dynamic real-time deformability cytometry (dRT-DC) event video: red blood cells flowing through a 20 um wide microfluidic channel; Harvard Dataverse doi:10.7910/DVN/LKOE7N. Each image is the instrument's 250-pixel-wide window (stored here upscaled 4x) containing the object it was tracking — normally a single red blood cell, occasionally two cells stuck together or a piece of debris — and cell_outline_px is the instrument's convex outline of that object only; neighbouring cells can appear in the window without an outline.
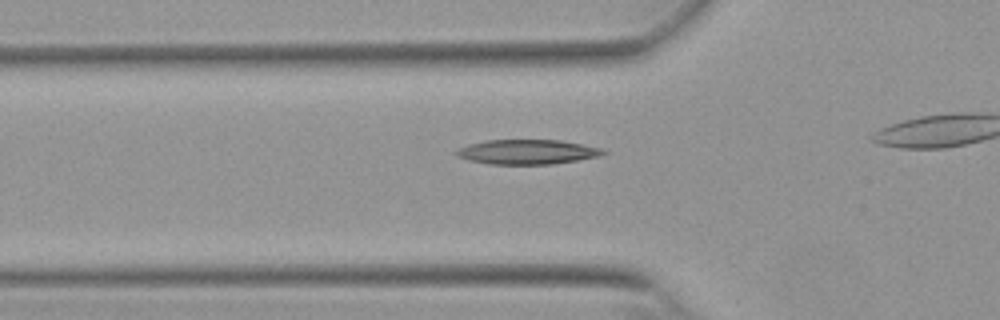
{"species": "Egyptian fruit bat (a non-hibernating species)", "species_latin": "Rousettus aegyptiacus", "temperature_condition": "warm", "stored_images_in_passage": 32, "camera_frame_rate_fps": 3000, "um_per_image_px": 0.085, "animal": {"sex": "female"}, "frame": {"image": 1, "passage_image": 7, "time_ms": 2.0, "image_size_px": [1000, 320], "cell_outline_px": [[608, 152], [600, 156], [552, 164], [488, 164], [468, 160], [456, 156], [452, 152], [456, 148], [468, 144], [488, 140], [560, 140], [600, 148]], "centroid_in_image_um": [44.73, 12.91], "position_along_channel_um": 81.1, "area_um2": 21.15}}
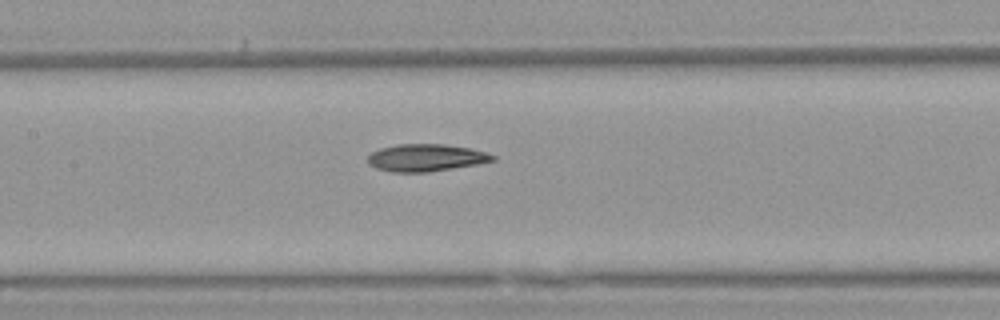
{"frame": {"image": 2, "passage_image": 14, "time_ms": 4.333, "image_size_px": [1000, 320], "cell_outline_px": [[496, 160], [476, 164], [428, 172], [392, 172], [376, 168], [368, 164], [368, 156], [372, 152], [380, 148], [396, 144], [444, 144], [468, 148], [484, 152], [496, 156]], "centroid_in_image_um": [36.17, 13.4], "position_along_channel_um": 171.2, "area_um2": 19.71}}
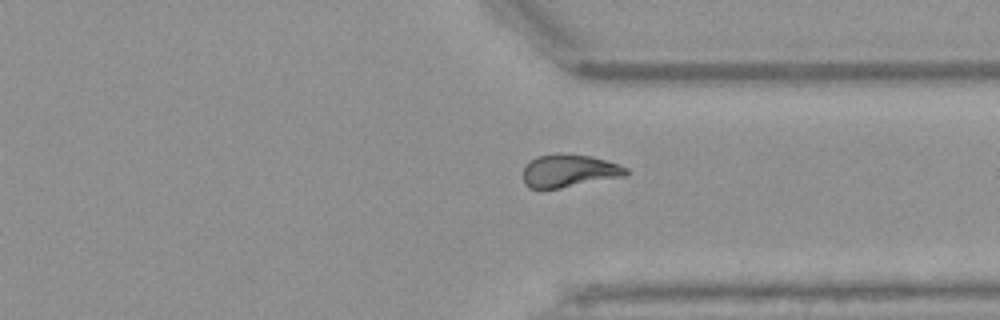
{"frame": {"image": 3, "passage_image": 29, "time_ms": 9.333, "image_size_px": [1000, 320], "cell_outline_px": [[628, 176], [560, 188], [528, 188], [524, 184], [524, 168], [536, 156], [592, 156], [620, 164], [628, 168]], "centroid_in_image_um": [48.45, 14.56], "position_along_channel_um": 362.9, "area_um2": 19.13}}